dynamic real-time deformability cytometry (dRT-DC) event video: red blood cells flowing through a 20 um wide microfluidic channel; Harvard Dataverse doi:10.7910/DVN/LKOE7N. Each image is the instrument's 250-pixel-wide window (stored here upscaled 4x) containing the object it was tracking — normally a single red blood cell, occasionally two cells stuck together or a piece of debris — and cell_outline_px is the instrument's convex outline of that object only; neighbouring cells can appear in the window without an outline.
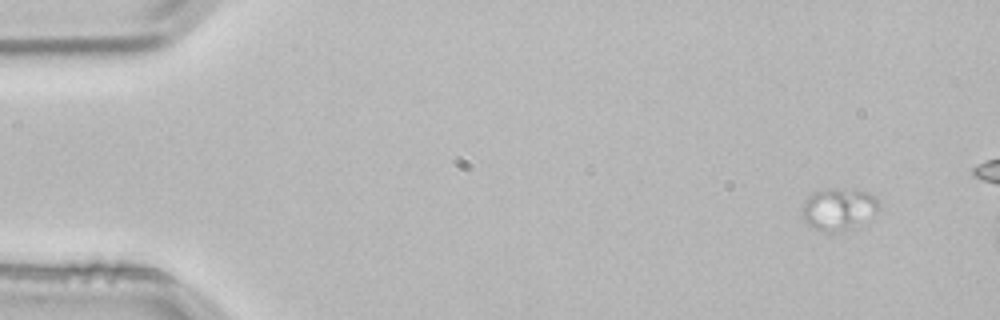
{"species": "common noctule bat (a hibernating species)", "species_latin": "Nyctalus noctula", "temperature_condition": "room temperature", "stored_images_in_passage": 2, "camera_frame_rate_fps": 3000, "um_per_image_px": 0.085, "animal": {"sex": "male", "body_mass_g": 21.5, "forearm_length_mm": 52.0}, "frame": {"image": 1, "passage_image": 1, "time_ms": 0.0, "image_size_px": [1000, 320], "cell_outline_px": [[876, 212], [840, 232], [824, 232], [808, 224], [800, 216], [800, 208], [804, 200], [808, 196], [816, 192], [828, 188], [836, 188], [868, 192], [876, 196]], "centroid_in_image_um": [71.16, 17.75], "position_along_channel_um": 13.8, "area_um2": 18.32}}